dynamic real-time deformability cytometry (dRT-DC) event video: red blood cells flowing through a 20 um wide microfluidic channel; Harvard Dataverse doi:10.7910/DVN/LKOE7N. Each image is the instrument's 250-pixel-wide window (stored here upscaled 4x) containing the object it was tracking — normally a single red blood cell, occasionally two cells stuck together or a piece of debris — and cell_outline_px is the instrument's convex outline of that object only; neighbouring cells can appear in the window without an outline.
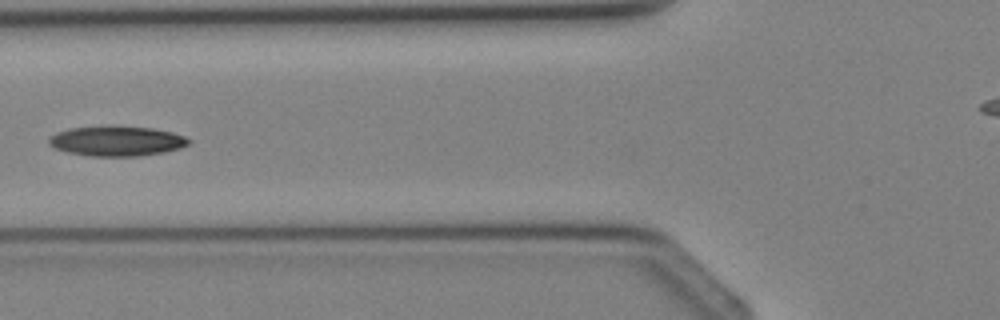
{"species": "Egyptian fruit bat (a non-hibernating species)", "species_latin": "Rousettus aegyptiacus", "temperature_condition": "cold", "stored_images_in_passage": 2, "camera_frame_rate_fps": 3000, "um_per_image_px": 0.085, "animal": {"sex": "female"}, "frame": {"image": 1, "passage_image": 2, "time_ms": 1.0, "image_size_px": [1000, 320], "cell_outline_px": [[192, 140], [188, 144], [180, 148], [164, 152], [140, 156], [88, 156], [68, 152], [56, 148], [48, 144], [48, 140], [56, 132], [68, 128], [152, 128], [172, 132], [184, 136]], "centroid_in_image_um": [9.94, 12.02], "position_along_channel_um": 115.9, "area_um2": 23.7}}